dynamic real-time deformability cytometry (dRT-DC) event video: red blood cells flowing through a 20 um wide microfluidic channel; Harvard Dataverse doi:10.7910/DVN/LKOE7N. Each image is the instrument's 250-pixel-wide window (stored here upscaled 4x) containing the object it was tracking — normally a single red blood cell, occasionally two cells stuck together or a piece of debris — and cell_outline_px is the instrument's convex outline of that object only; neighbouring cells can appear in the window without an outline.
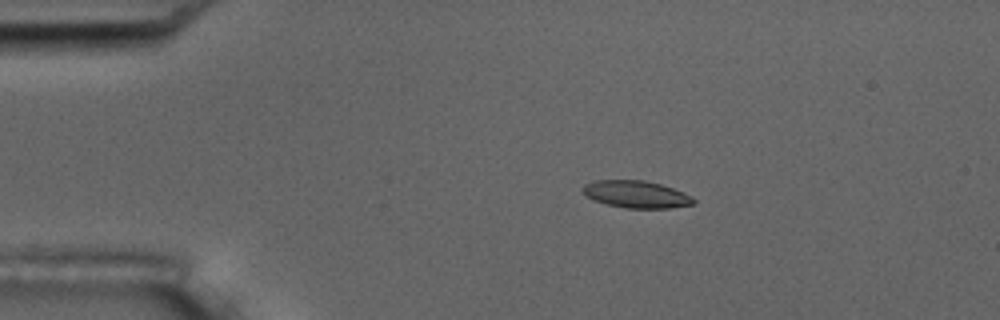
{"species": "common noctule bat (a hibernating species)", "species_latin": "Nyctalus noctula", "temperature_condition": "room temperature", "stored_images_in_passage": 6, "camera_frame_rate_fps": 3000, "um_per_image_px": 0.085, "animal": {"sex": "male", "body_mass_g": 17.5, "forearm_length_mm": 52.3}, "frame": {"image": 1, "passage_image": 2, "time_ms": 1.333, "image_size_px": [1000, 320], "cell_outline_px": [[696, 200], [692, 204], [668, 208], [624, 208], [608, 204], [596, 200], [588, 196], [584, 192], [584, 184], [592, 180], [644, 180], [660, 184], [684, 192], [692, 196]], "centroid_in_image_um": [54.11, 16.51], "position_along_channel_um": 30.9, "area_um2": 17.34}}
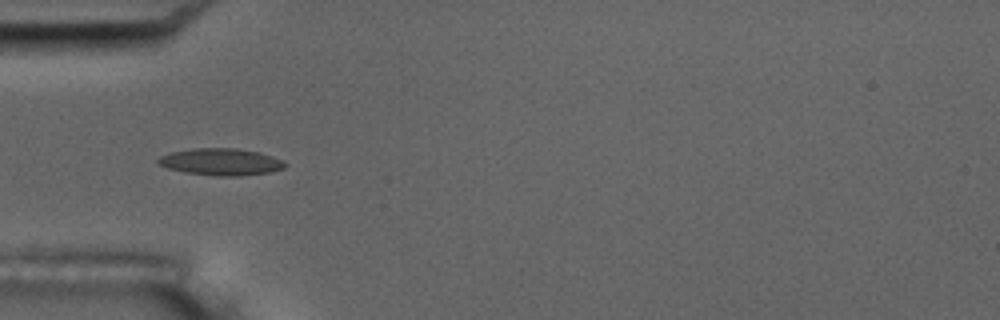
{"frame": {"image": 2, "passage_image": 4, "time_ms": 3.667, "image_size_px": [1000, 320], "cell_outline_px": [[288, 164], [284, 168], [272, 172], [240, 176], [216, 176], [184, 172], [168, 168], [160, 164], [156, 160], [160, 156], [172, 152], [196, 148], [236, 148], [260, 152], [284, 160]], "centroid_in_image_um": [18.84, 13.76], "position_along_channel_um": 66.2, "area_um2": 20.0}}